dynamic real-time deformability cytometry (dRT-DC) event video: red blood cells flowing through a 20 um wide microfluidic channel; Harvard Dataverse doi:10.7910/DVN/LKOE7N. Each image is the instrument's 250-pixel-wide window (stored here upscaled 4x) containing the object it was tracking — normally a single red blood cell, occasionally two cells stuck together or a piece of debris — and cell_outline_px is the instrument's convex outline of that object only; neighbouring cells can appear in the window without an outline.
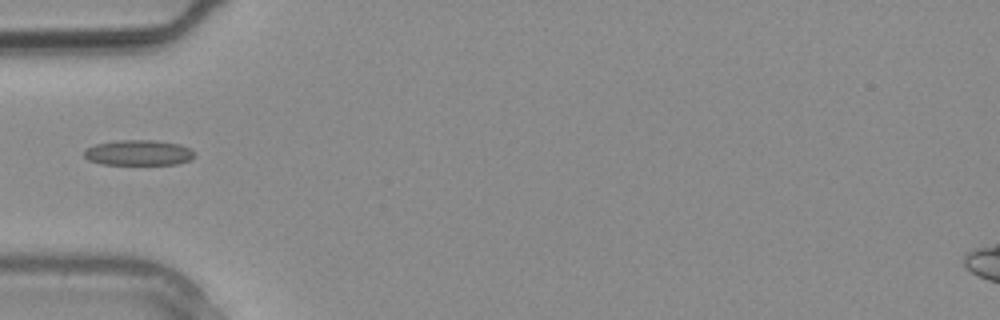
{"species": "common noctule bat (a hibernating species)", "species_latin": "Nyctalus noctula", "temperature_condition": "warm", "stored_images_in_passage": 3, "camera_frame_rate_fps": 3000, "um_per_image_px": 0.085, "animal": {"sex": "male", "body_mass_g": 20.4}, "frame": {"image": 1, "passage_image": 3, "time_ms": 0.667, "image_size_px": [1000, 320], "cell_outline_px": [[196, 156], [192, 160], [176, 164], [100, 164], [88, 160], [84, 156], [84, 148], [96, 144], [116, 140], [152, 140], [180, 144], [196, 152]], "centroid_in_image_um": [11.78, 12.98], "position_along_channel_um": 73.2, "area_um2": 16.53}}